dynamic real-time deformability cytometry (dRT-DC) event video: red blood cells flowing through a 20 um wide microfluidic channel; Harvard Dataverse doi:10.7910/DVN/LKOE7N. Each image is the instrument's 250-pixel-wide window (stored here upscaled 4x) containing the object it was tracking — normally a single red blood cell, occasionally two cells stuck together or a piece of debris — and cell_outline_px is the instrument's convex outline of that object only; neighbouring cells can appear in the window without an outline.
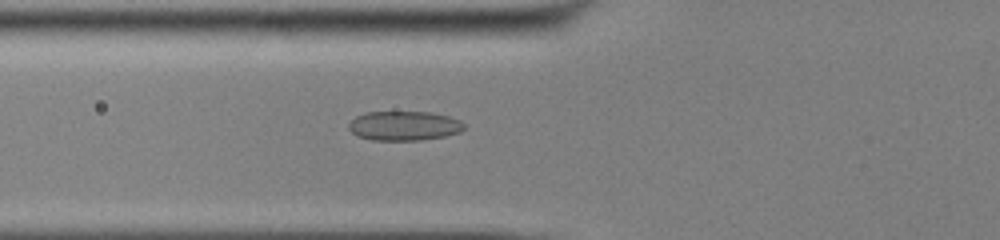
{"species": "common noctule bat (a hibernating species)", "species_latin": "Nyctalus noctula", "temperature_condition": "cold", "stored_images_in_passage": 52, "camera_frame_rate_fps": 3000, "um_per_image_px": 0.085, "animal": {"sex": "male", "body_mass_g": 13.0, "forearm_length_mm": 53.1}, "frame": {"image": 1, "passage_image": 20, "time_ms": 6.333, "image_size_px": [1000, 240], "cell_outline_px": [[464, 128], [460, 132], [444, 136], [420, 140], [372, 140], [356, 136], [348, 128], [348, 124], [356, 116], [368, 112], [432, 112], [448, 116], [460, 120], [464, 124]], "centroid_in_image_um": [34.34, 10.69], "position_along_channel_um": 91.5, "area_um2": 19.77}}
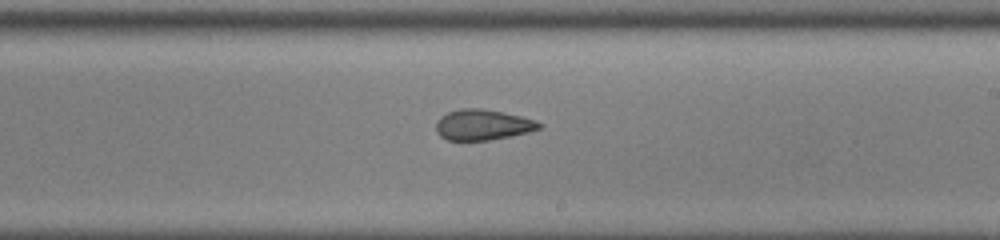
{"frame": {"image": 2, "passage_image": 32, "time_ms": 10.333, "image_size_px": [1000, 240], "cell_outline_px": [[544, 124], [540, 128], [528, 132], [512, 136], [488, 140], [448, 140], [440, 136], [436, 132], [436, 120], [440, 116], [448, 112], [460, 108], [480, 108], [504, 112], [536, 120]], "centroid_in_image_um": [41.02, 10.6], "position_along_channel_um": 248.0, "area_um2": 18.55}}
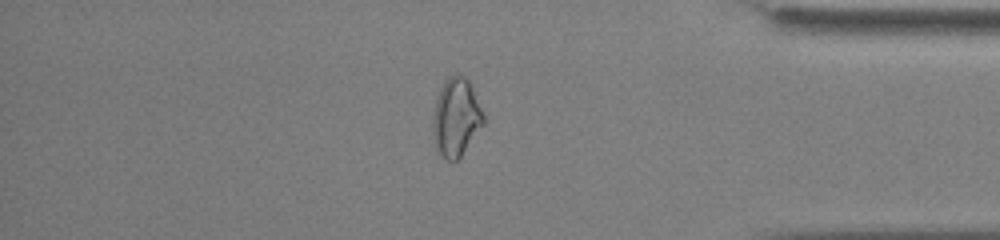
{"frame": {"image": 3, "passage_image": 45, "time_ms": 14.667, "image_size_px": [1000, 240], "cell_outline_px": [[484, 124], [460, 156], [456, 160], [448, 160], [436, 148], [432, 136], [432, 116], [436, 100], [440, 88], [444, 80], [448, 76], [456, 72], [460, 72], [468, 80], [472, 88], [484, 116]], "centroid_in_image_um": [38.74, 9.92], "position_along_channel_um": 396.5, "area_um2": 23.0}, "authors_computed_cell_mechanics": {"area_um2": 20.6346, "velocity_mm_per_s": 3.9131, "shape_relaxation_time_tau1_ms": null, "shape_relaxation_time_tau2_ms": 2.866, "deformation_change_tau1": null, "deformation_change_tau2": 0.0792}}